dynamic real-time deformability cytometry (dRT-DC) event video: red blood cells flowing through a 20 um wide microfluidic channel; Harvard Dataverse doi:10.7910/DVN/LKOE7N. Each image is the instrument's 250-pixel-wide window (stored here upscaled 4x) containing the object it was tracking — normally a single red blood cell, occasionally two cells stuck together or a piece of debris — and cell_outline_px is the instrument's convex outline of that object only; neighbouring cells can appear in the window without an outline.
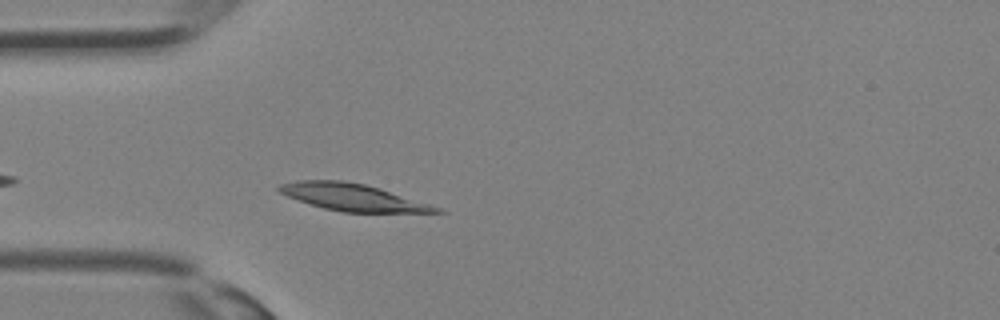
{"species": "Egyptian fruit bat (a non-hibernating species)", "species_latin": "Rousettus aegyptiacus", "temperature_condition": "room temperature", "stored_images_in_passage": 25, "camera_frame_rate_fps": 3000, "um_per_image_px": 0.085, "animal": {"sex": "female"}, "frame": {"image": 1, "passage_image": 3, "time_ms": 0.667, "image_size_px": [1000, 320], "cell_outline_px": [[448, 212], [344, 212], [324, 208], [288, 196], [280, 192], [276, 188], [280, 184], [296, 180], [344, 180], [364, 184], [380, 188], [440, 208]], "centroid_in_image_um": [29.95, 16.75], "position_along_channel_um": 55.1, "area_um2": 24.28}}
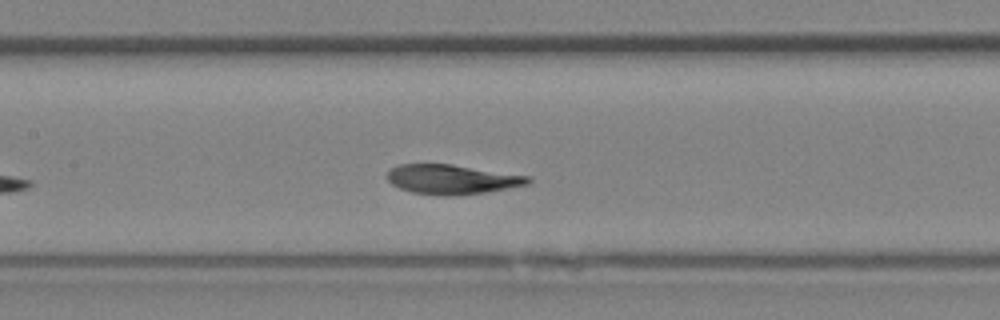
{"frame": {"image": 2, "passage_image": 9, "time_ms": 2.667, "image_size_px": [1000, 320], "cell_outline_px": [[532, 180], [528, 184], [508, 188], [484, 192], [452, 196], [444, 196], [412, 192], [400, 188], [392, 184], [388, 180], [388, 172], [392, 168], [400, 164], [452, 164], [532, 176]], "centroid_in_image_um": [38.45, 15.24], "position_along_channel_um": 168.9, "area_um2": 24.22}}
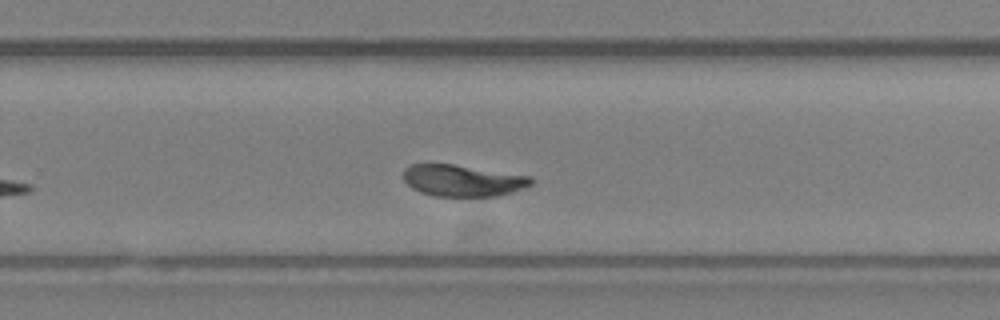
{"frame": {"image": 3, "passage_image": 15, "time_ms": 4.667, "image_size_px": [1000, 320], "cell_outline_px": [[536, 180], [532, 184], [524, 188], [512, 192], [496, 196], [436, 196], [420, 192], [412, 188], [404, 180], [404, 168], [412, 164], [452, 164], [532, 176]], "centroid_in_image_um": [39.36, 15.34], "position_along_channel_um": 290.4, "area_um2": 23.52}}